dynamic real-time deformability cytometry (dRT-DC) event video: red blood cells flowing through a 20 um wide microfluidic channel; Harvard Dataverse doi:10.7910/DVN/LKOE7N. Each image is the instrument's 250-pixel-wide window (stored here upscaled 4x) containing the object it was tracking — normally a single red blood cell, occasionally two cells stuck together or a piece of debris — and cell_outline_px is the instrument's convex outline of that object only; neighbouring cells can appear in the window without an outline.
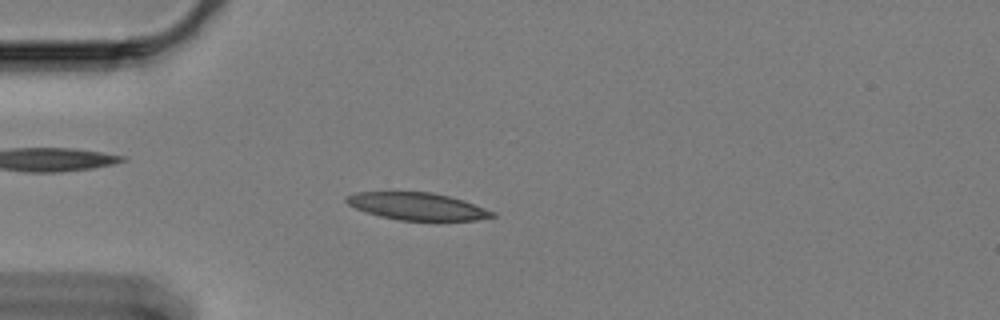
{"species": "Egyptian fruit bat (a non-hibernating species)", "species_latin": "Rousettus aegyptiacus", "temperature_condition": "cold", "stored_images_in_passage": 60, "camera_frame_rate_fps": 3000, "um_per_image_px": 0.085, "animal": {"sex": "female"}, "frame": {"image": 1, "passage_image": 16, "time_ms": 5.0, "image_size_px": [1000, 320], "cell_outline_px": [[496, 216], [476, 220], [400, 220], [380, 216], [356, 208], [348, 204], [344, 200], [348, 196], [356, 192], [432, 192], [464, 200], [496, 212]], "centroid_in_image_um": [35.5, 17.53], "position_along_channel_um": 49.5, "area_um2": 23.0}}
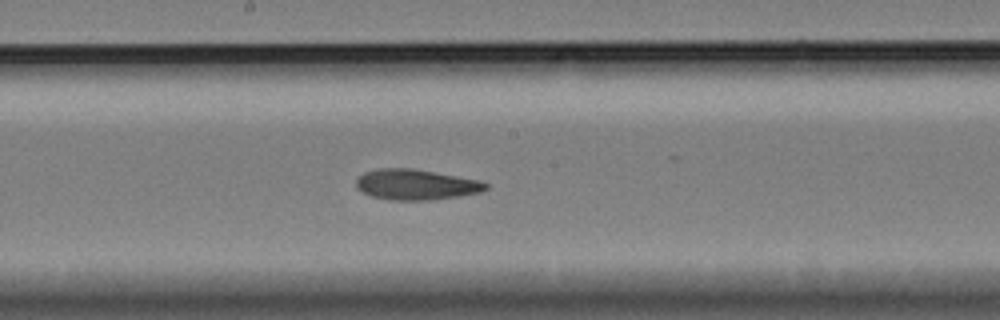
{"frame": {"image": 2, "passage_image": 32, "time_ms": 10.333, "image_size_px": [1000, 320], "cell_outline_px": [[488, 188], [480, 192], [432, 200], [388, 200], [372, 196], [356, 188], [356, 180], [364, 172], [380, 168], [412, 168], [480, 180], [488, 184]], "centroid_in_image_um": [35.34, 15.69], "position_along_channel_um": 212.9, "area_um2": 22.95}}
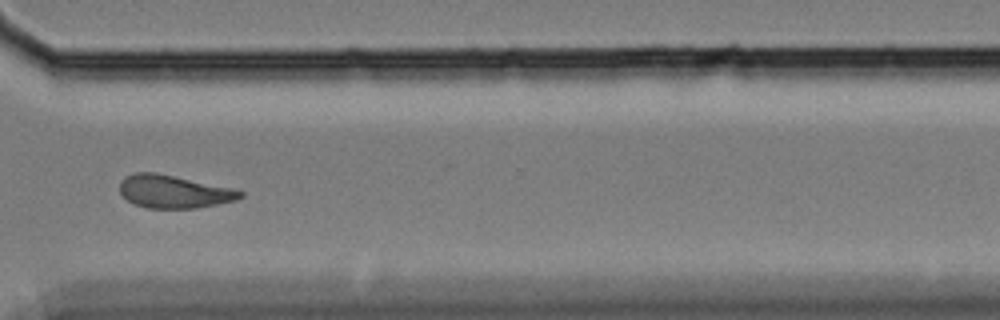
{"frame": {"image": 3, "passage_image": 45, "time_ms": 14.667, "image_size_px": [1000, 320], "cell_outline_px": [[244, 196], [236, 200], [196, 208], [144, 208], [128, 200], [120, 192], [120, 180], [136, 172], [156, 172], [232, 188], [244, 192]], "centroid_in_image_um": [14.78, 16.28], "position_along_channel_um": 355.8, "area_um2": 22.95}, "authors_computed_cell_mechanics": {"area_um2": 23.0622, "velocity_mm_per_s": 3.2974, "shape_relaxation_time_tau1_ms": 7.209, "shape_relaxation_time_tau2_ms": 5.8429, "deformation_change_tau1": 0.1565, "deformation_change_tau2": 0.1269}}